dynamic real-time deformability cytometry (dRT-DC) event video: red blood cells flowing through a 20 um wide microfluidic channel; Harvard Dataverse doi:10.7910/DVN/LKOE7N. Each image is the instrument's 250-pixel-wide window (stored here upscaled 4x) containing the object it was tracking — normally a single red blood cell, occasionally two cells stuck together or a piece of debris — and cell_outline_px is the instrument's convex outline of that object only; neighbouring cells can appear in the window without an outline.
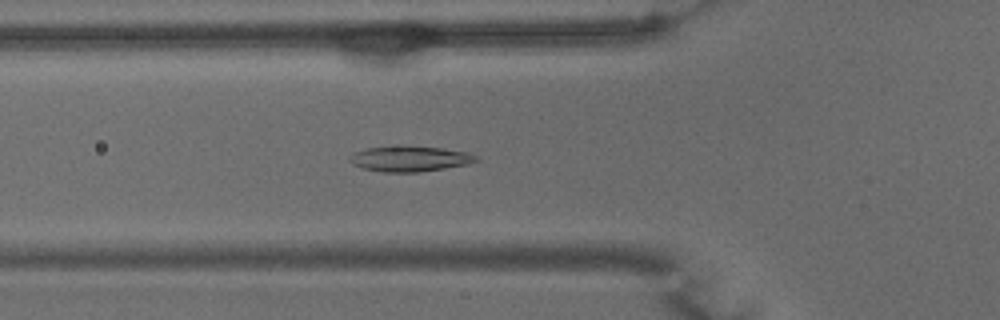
{"species": "common noctule bat (a hibernating species)", "species_latin": "Nyctalus noctula", "temperature_condition": "warm", "stored_images_in_passage": 42, "camera_frame_rate_fps": 3000, "um_per_image_px": 0.085, "animal": {"sex": "male", "body_mass_g": 15.6}, "frame": {"image": 1, "passage_image": 7, "time_ms": 2.0, "image_size_px": [1000, 320], "cell_outline_px": [[480, 160], [468, 164], [420, 172], [384, 172], [364, 168], [352, 164], [348, 160], [348, 156], [356, 152], [368, 148], [404, 144], [444, 148], [468, 152], [476, 156]], "centroid_in_image_um": [34.84, 13.47], "position_along_channel_um": 91.0, "area_um2": 19.13}}
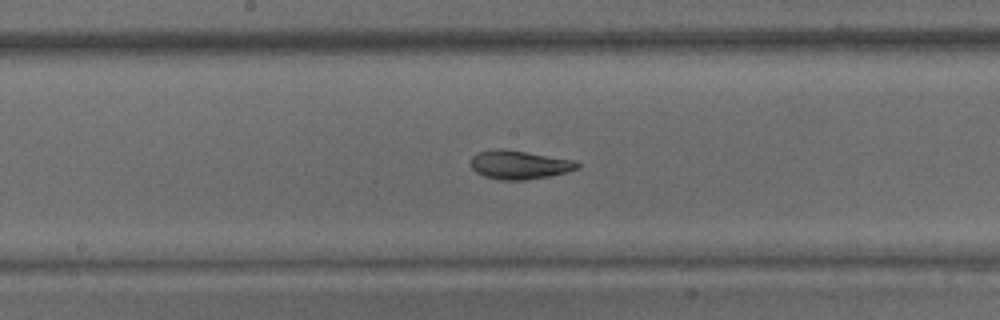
{"frame": {"image": 2, "passage_image": 16, "time_ms": 5.0, "image_size_px": [1000, 320], "cell_outline_px": [[580, 168], [568, 172], [548, 176], [524, 180], [500, 180], [484, 176], [476, 172], [472, 168], [472, 156], [476, 152], [496, 148], [500, 148], [576, 160], [580, 164]], "centroid_in_image_um": [44.15, 14.0], "position_along_channel_um": 204.0, "area_um2": 17.86}}
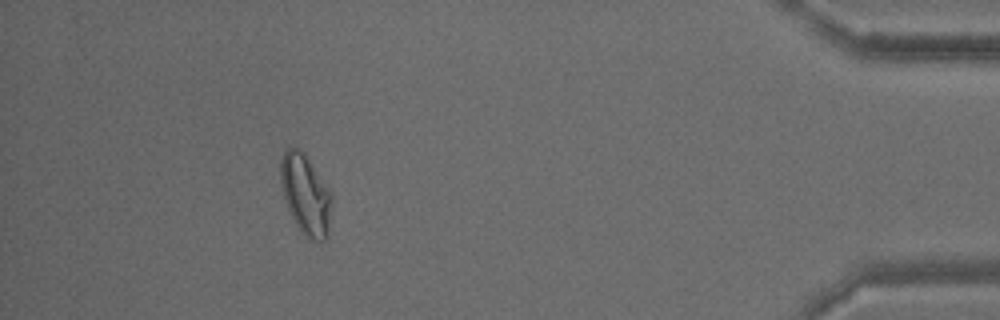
{"frame": {"image": 3, "passage_image": 37, "time_ms": 12.0, "image_size_px": [1000, 320], "cell_outline_px": [[332, 208], [328, 236], [324, 240], [308, 240], [292, 220], [284, 196], [280, 180], [280, 160], [284, 152], [288, 148], [300, 148], [304, 152], [328, 188], [332, 196]], "centroid_in_image_um": [25.98, 16.56], "position_along_channel_um": 409.2, "area_um2": 24.04}, "authors_computed_cell_mechanics": {"area_um2": 19.1029, "velocity_mm_per_s": 3.744, "shape_relaxation_time_tau1_ms": 7.5555, "shape_relaxation_time_tau2_ms": 1.4956, "deformation_change_tau1": 0.2187, "deformation_change_tau2": 0.0689}}